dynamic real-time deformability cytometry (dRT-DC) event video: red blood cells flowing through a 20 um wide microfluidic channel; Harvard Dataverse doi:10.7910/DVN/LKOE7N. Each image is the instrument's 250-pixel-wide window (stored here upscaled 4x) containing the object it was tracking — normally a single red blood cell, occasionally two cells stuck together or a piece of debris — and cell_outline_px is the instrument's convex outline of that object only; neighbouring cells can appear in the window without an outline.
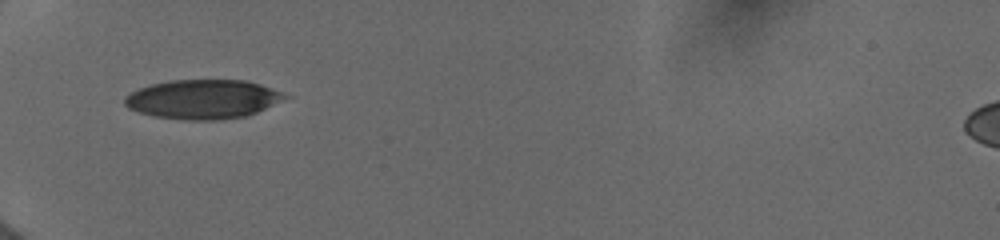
{"species": "human", "species_latin": "Homo sapiens", "temperature_condition": "cold", "stored_images_in_passage": 7, "camera_frame_rate_fps": 3000, "um_per_image_px": 0.085, "donor": {"sex": "female"}, "frame": {"image": 1, "passage_image": 1, "time_ms": 0.0, "image_size_px": [1000, 240], "cell_outline_px": [[292, 96], [256, 112], [244, 116], [216, 120], [180, 120], [156, 116], [140, 112], [128, 108], [124, 104], [124, 96], [148, 84], [172, 80], [248, 80], [260, 84]], "centroid_in_image_um": [17.24, 8.43], "position_along_channel_um": 67.8, "area_um2": 36.59}}
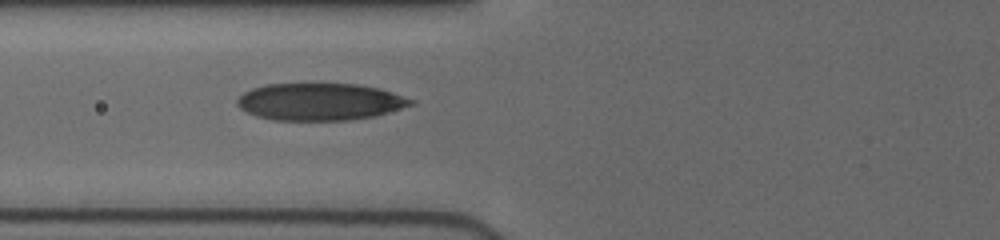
{"frame": {"image": 2, "passage_image": 6, "time_ms": 1.0, "image_size_px": [1000, 240], "cell_outline_px": [[412, 104], [372, 116], [348, 120], [272, 120], [256, 116], [240, 108], [236, 104], [236, 100], [244, 92], [252, 88], [264, 84], [356, 84], [380, 88], [412, 100]], "centroid_in_image_um": [27.09, 8.64], "position_along_channel_um": 98.7, "area_um2": 37.11}}